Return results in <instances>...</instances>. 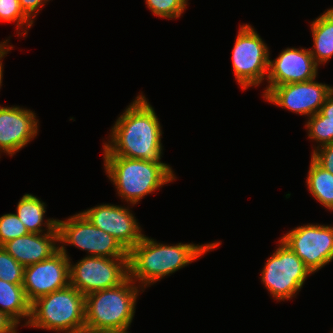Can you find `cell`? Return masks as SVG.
<instances>
[{"label": "cell", "mask_w": 333, "mask_h": 333, "mask_svg": "<svg viewBox=\"0 0 333 333\" xmlns=\"http://www.w3.org/2000/svg\"><path fill=\"white\" fill-rule=\"evenodd\" d=\"M140 94L111 128L109 141L103 144V156H123L163 163L162 127L154 108Z\"/></svg>", "instance_id": "obj_1"}, {"label": "cell", "mask_w": 333, "mask_h": 333, "mask_svg": "<svg viewBox=\"0 0 333 333\" xmlns=\"http://www.w3.org/2000/svg\"><path fill=\"white\" fill-rule=\"evenodd\" d=\"M221 242L166 245L146 235L128 252L129 278L144 288L202 257Z\"/></svg>", "instance_id": "obj_2"}, {"label": "cell", "mask_w": 333, "mask_h": 333, "mask_svg": "<svg viewBox=\"0 0 333 333\" xmlns=\"http://www.w3.org/2000/svg\"><path fill=\"white\" fill-rule=\"evenodd\" d=\"M107 177L117 189L121 200L135 205L142 198L175 180L172 167L123 156H103Z\"/></svg>", "instance_id": "obj_3"}, {"label": "cell", "mask_w": 333, "mask_h": 333, "mask_svg": "<svg viewBox=\"0 0 333 333\" xmlns=\"http://www.w3.org/2000/svg\"><path fill=\"white\" fill-rule=\"evenodd\" d=\"M129 277L120 285L85 296V333L129 329L134 315L139 285ZM139 288V289H138Z\"/></svg>", "instance_id": "obj_4"}, {"label": "cell", "mask_w": 333, "mask_h": 333, "mask_svg": "<svg viewBox=\"0 0 333 333\" xmlns=\"http://www.w3.org/2000/svg\"><path fill=\"white\" fill-rule=\"evenodd\" d=\"M27 327L85 333V296L69 285L37 298L31 303Z\"/></svg>", "instance_id": "obj_5"}, {"label": "cell", "mask_w": 333, "mask_h": 333, "mask_svg": "<svg viewBox=\"0 0 333 333\" xmlns=\"http://www.w3.org/2000/svg\"><path fill=\"white\" fill-rule=\"evenodd\" d=\"M278 242L262 269L261 281L275 300L284 301L298 294L312 273L286 244Z\"/></svg>", "instance_id": "obj_6"}, {"label": "cell", "mask_w": 333, "mask_h": 333, "mask_svg": "<svg viewBox=\"0 0 333 333\" xmlns=\"http://www.w3.org/2000/svg\"><path fill=\"white\" fill-rule=\"evenodd\" d=\"M257 31L249 24L240 25L232 50V67L243 90L260 85L267 79L269 50Z\"/></svg>", "instance_id": "obj_7"}, {"label": "cell", "mask_w": 333, "mask_h": 333, "mask_svg": "<svg viewBox=\"0 0 333 333\" xmlns=\"http://www.w3.org/2000/svg\"><path fill=\"white\" fill-rule=\"evenodd\" d=\"M69 262L70 285L84 296L116 287L129 277L128 257L86 255L74 265Z\"/></svg>", "instance_id": "obj_8"}, {"label": "cell", "mask_w": 333, "mask_h": 333, "mask_svg": "<svg viewBox=\"0 0 333 333\" xmlns=\"http://www.w3.org/2000/svg\"><path fill=\"white\" fill-rule=\"evenodd\" d=\"M59 247L72 245L85 250L88 256L128 257V252L110 234L95 227L81 212L66 220L57 219Z\"/></svg>", "instance_id": "obj_9"}, {"label": "cell", "mask_w": 333, "mask_h": 333, "mask_svg": "<svg viewBox=\"0 0 333 333\" xmlns=\"http://www.w3.org/2000/svg\"><path fill=\"white\" fill-rule=\"evenodd\" d=\"M315 273L333 260V226L306 224L280 239Z\"/></svg>", "instance_id": "obj_10"}, {"label": "cell", "mask_w": 333, "mask_h": 333, "mask_svg": "<svg viewBox=\"0 0 333 333\" xmlns=\"http://www.w3.org/2000/svg\"><path fill=\"white\" fill-rule=\"evenodd\" d=\"M70 257L66 247L51 257L24 268L23 288L27 300L32 303L37 298L64 289L70 285Z\"/></svg>", "instance_id": "obj_11"}, {"label": "cell", "mask_w": 333, "mask_h": 333, "mask_svg": "<svg viewBox=\"0 0 333 333\" xmlns=\"http://www.w3.org/2000/svg\"><path fill=\"white\" fill-rule=\"evenodd\" d=\"M316 78L272 87L263 97L288 111L311 117L318 113L333 87L315 81Z\"/></svg>", "instance_id": "obj_12"}, {"label": "cell", "mask_w": 333, "mask_h": 333, "mask_svg": "<svg viewBox=\"0 0 333 333\" xmlns=\"http://www.w3.org/2000/svg\"><path fill=\"white\" fill-rule=\"evenodd\" d=\"M81 213L95 227L113 236L127 252L145 236L129 207L101 204Z\"/></svg>", "instance_id": "obj_13"}, {"label": "cell", "mask_w": 333, "mask_h": 333, "mask_svg": "<svg viewBox=\"0 0 333 333\" xmlns=\"http://www.w3.org/2000/svg\"><path fill=\"white\" fill-rule=\"evenodd\" d=\"M318 64L309 49L286 48L274 60H269L268 85L263 96L275 86L305 82L317 77Z\"/></svg>", "instance_id": "obj_14"}, {"label": "cell", "mask_w": 333, "mask_h": 333, "mask_svg": "<svg viewBox=\"0 0 333 333\" xmlns=\"http://www.w3.org/2000/svg\"><path fill=\"white\" fill-rule=\"evenodd\" d=\"M38 125L30 109L0 106V152L12 157L38 134Z\"/></svg>", "instance_id": "obj_15"}, {"label": "cell", "mask_w": 333, "mask_h": 333, "mask_svg": "<svg viewBox=\"0 0 333 333\" xmlns=\"http://www.w3.org/2000/svg\"><path fill=\"white\" fill-rule=\"evenodd\" d=\"M58 243V232L29 233L6 242L2 247L17 262L27 267L55 254L59 250Z\"/></svg>", "instance_id": "obj_16"}, {"label": "cell", "mask_w": 333, "mask_h": 333, "mask_svg": "<svg viewBox=\"0 0 333 333\" xmlns=\"http://www.w3.org/2000/svg\"><path fill=\"white\" fill-rule=\"evenodd\" d=\"M46 204L32 194H25L17 204L16 215L26 226L29 233H50L58 232L57 219L44 221ZM44 222V223H43ZM44 225L47 229H42ZM45 231V232H44Z\"/></svg>", "instance_id": "obj_17"}, {"label": "cell", "mask_w": 333, "mask_h": 333, "mask_svg": "<svg viewBox=\"0 0 333 333\" xmlns=\"http://www.w3.org/2000/svg\"><path fill=\"white\" fill-rule=\"evenodd\" d=\"M0 312H3L17 326L26 318L27 326L31 316V303L27 300L22 284H11L0 279Z\"/></svg>", "instance_id": "obj_18"}, {"label": "cell", "mask_w": 333, "mask_h": 333, "mask_svg": "<svg viewBox=\"0 0 333 333\" xmlns=\"http://www.w3.org/2000/svg\"><path fill=\"white\" fill-rule=\"evenodd\" d=\"M313 49H310L315 62L322 65L333 56V7L311 23Z\"/></svg>", "instance_id": "obj_19"}, {"label": "cell", "mask_w": 333, "mask_h": 333, "mask_svg": "<svg viewBox=\"0 0 333 333\" xmlns=\"http://www.w3.org/2000/svg\"><path fill=\"white\" fill-rule=\"evenodd\" d=\"M306 182L311 195L325 208L333 211V174L322 168L312 157Z\"/></svg>", "instance_id": "obj_20"}, {"label": "cell", "mask_w": 333, "mask_h": 333, "mask_svg": "<svg viewBox=\"0 0 333 333\" xmlns=\"http://www.w3.org/2000/svg\"><path fill=\"white\" fill-rule=\"evenodd\" d=\"M308 130V137L315 140L319 145L314 148L321 147L326 144L333 143V121H327L320 111L308 118L305 124Z\"/></svg>", "instance_id": "obj_21"}, {"label": "cell", "mask_w": 333, "mask_h": 333, "mask_svg": "<svg viewBox=\"0 0 333 333\" xmlns=\"http://www.w3.org/2000/svg\"><path fill=\"white\" fill-rule=\"evenodd\" d=\"M24 268L0 246V279L11 284H23Z\"/></svg>", "instance_id": "obj_22"}, {"label": "cell", "mask_w": 333, "mask_h": 333, "mask_svg": "<svg viewBox=\"0 0 333 333\" xmlns=\"http://www.w3.org/2000/svg\"><path fill=\"white\" fill-rule=\"evenodd\" d=\"M145 2L154 15L174 19L185 12L188 0H145Z\"/></svg>", "instance_id": "obj_23"}, {"label": "cell", "mask_w": 333, "mask_h": 333, "mask_svg": "<svg viewBox=\"0 0 333 333\" xmlns=\"http://www.w3.org/2000/svg\"><path fill=\"white\" fill-rule=\"evenodd\" d=\"M29 234L26 226L16 213H7L0 217V246L18 237Z\"/></svg>", "instance_id": "obj_24"}, {"label": "cell", "mask_w": 333, "mask_h": 333, "mask_svg": "<svg viewBox=\"0 0 333 333\" xmlns=\"http://www.w3.org/2000/svg\"><path fill=\"white\" fill-rule=\"evenodd\" d=\"M0 21L16 22L18 30L24 26L31 28L33 24L21 9L19 0H0Z\"/></svg>", "instance_id": "obj_25"}, {"label": "cell", "mask_w": 333, "mask_h": 333, "mask_svg": "<svg viewBox=\"0 0 333 333\" xmlns=\"http://www.w3.org/2000/svg\"><path fill=\"white\" fill-rule=\"evenodd\" d=\"M311 157L322 168L333 174V143L316 148L312 151Z\"/></svg>", "instance_id": "obj_26"}, {"label": "cell", "mask_w": 333, "mask_h": 333, "mask_svg": "<svg viewBox=\"0 0 333 333\" xmlns=\"http://www.w3.org/2000/svg\"><path fill=\"white\" fill-rule=\"evenodd\" d=\"M24 14L34 23L36 14L49 0H19Z\"/></svg>", "instance_id": "obj_27"}, {"label": "cell", "mask_w": 333, "mask_h": 333, "mask_svg": "<svg viewBox=\"0 0 333 333\" xmlns=\"http://www.w3.org/2000/svg\"><path fill=\"white\" fill-rule=\"evenodd\" d=\"M17 327L9 317L0 312V333H17Z\"/></svg>", "instance_id": "obj_28"}, {"label": "cell", "mask_w": 333, "mask_h": 333, "mask_svg": "<svg viewBox=\"0 0 333 333\" xmlns=\"http://www.w3.org/2000/svg\"><path fill=\"white\" fill-rule=\"evenodd\" d=\"M320 112L326 116L327 121H333V90L328 94Z\"/></svg>", "instance_id": "obj_29"}, {"label": "cell", "mask_w": 333, "mask_h": 333, "mask_svg": "<svg viewBox=\"0 0 333 333\" xmlns=\"http://www.w3.org/2000/svg\"><path fill=\"white\" fill-rule=\"evenodd\" d=\"M13 49L12 45H8L1 53H0V89L2 86V77H3V64H2V58H4V56L8 54V52Z\"/></svg>", "instance_id": "obj_30"}, {"label": "cell", "mask_w": 333, "mask_h": 333, "mask_svg": "<svg viewBox=\"0 0 333 333\" xmlns=\"http://www.w3.org/2000/svg\"><path fill=\"white\" fill-rule=\"evenodd\" d=\"M128 329H120V330H105V331H101L98 333H128L127 331Z\"/></svg>", "instance_id": "obj_31"}]
</instances>
